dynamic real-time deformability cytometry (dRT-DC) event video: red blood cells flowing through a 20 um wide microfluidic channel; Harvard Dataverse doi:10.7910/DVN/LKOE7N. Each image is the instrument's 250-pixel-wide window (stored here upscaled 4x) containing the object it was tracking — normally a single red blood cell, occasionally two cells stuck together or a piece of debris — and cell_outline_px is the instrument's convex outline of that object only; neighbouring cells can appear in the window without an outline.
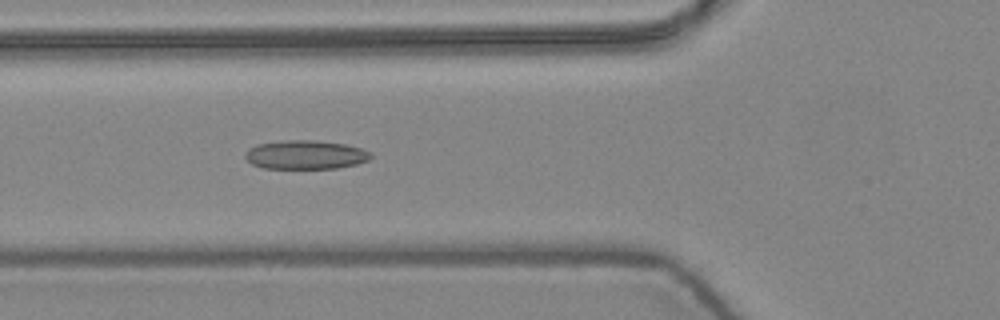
{"species": "common noctule bat (a hibernating species)", "species_latin": "Nyctalus noctula", "temperature_condition": "warm", "stored_images_in_passage": 5, "camera_frame_rate_fps": 3000, "um_per_image_px": 0.085, "animal": {"sex": "female", "body_mass_g": 24.6, "forearm_length_mm": 56.2}, "frame": {"image": 1, "passage_image": 5, "time_ms": 1.333, "image_size_px": [1000, 320], "cell_outline_px": [[372, 156], [368, 160], [356, 164], [336, 168], [264, 168], [252, 164], [244, 156], [244, 152], [248, 148], [256, 144], [288, 140], [312, 140], [344, 144], [360, 148], [372, 152]], "centroid_in_image_um": [25.95, 13.15], "position_along_channel_um": 99.9, "area_um2": 21.04}}